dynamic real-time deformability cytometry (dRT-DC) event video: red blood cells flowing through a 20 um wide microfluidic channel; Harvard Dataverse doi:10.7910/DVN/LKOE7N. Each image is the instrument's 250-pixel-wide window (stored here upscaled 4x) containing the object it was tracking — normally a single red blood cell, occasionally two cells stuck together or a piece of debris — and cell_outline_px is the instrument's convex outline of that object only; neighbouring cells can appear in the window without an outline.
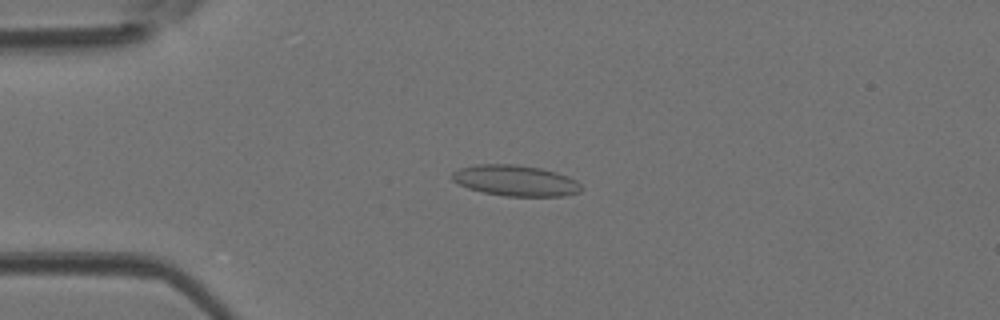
{"species": "Egyptian fruit bat (a non-hibernating species)", "species_latin": "Rousettus aegyptiacus", "temperature_condition": "room temperature", "stored_images_in_passage": 43, "camera_frame_rate_fps": 3000, "um_per_image_px": 0.085, "animal": {"sex": "female"}, "frame": {"image": 1, "passage_image": 7, "time_ms": 2.0, "image_size_px": [1000, 320], "cell_outline_px": [[584, 188], [580, 192], [564, 196], [504, 196], [484, 192], [468, 188], [452, 180], [452, 172], [460, 168], [476, 164], [516, 164], [540, 168], [556, 172], [568, 176], [576, 180]], "centroid_in_image_um": [43.84, 15.35], "position_along_channel_um": 41.2, "area_um2": 23.29}}
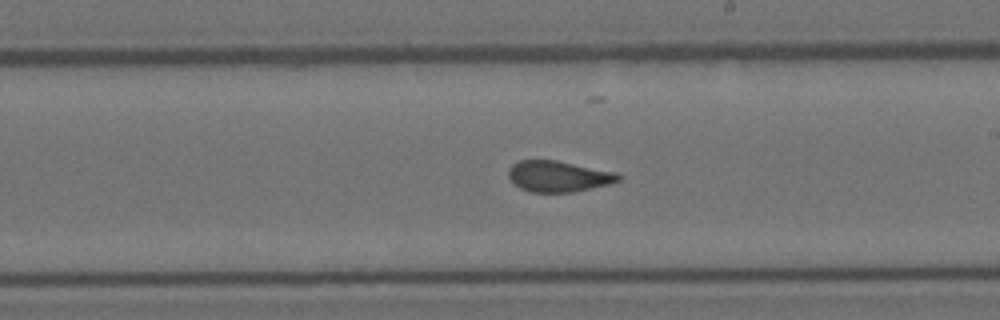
{"frame": {"image": 2, "passage_image": 23, "time_ms": 7.333, "image_size_px": [1000, 320], "cell_outline_px": [[624, 176], [620, 180], [608, 184], [576, 192], [532, 192], [520, 188], [508, 176], [508, 168], [512, 164], [520, 160], [556, 160], [616, 172]], "centroid_in_image_um": [47.48, 14.98], "position_along_channel_um": 241.5, "area_um2": 19.88}}
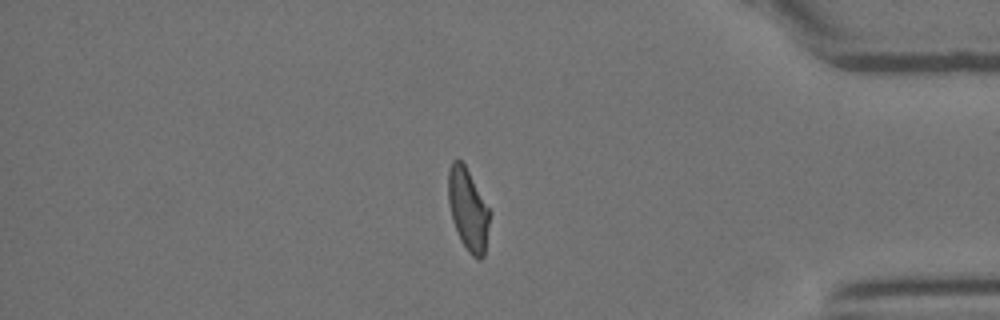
{"frame": {"image": 3, "passage_image": 36, "time_ms": 11.667, "image_size_px": [1000, 320], "cell_outline_px": [[492, 212], [484, 256], [480, 260], [476, 260], [468, 252], [460, 240], [452, 220], [448, 204], [448, 168], [452, 160], [460, 160], [464, 164]], "centroid_in_image_um": [39.8, 17.84], "position_along_channel_um": 395.4, "area_um2": 20.23}, "authors_computed_cell_mechanics": {"area_um2": 20.5768, "velocity_mm_per_s": 4.233, "shape_relaxation_time_tau1_ms": null, "shape_relaxation_time_tau2_ms": 0.9401, "deformation_change_tau1": null, "deformation_change_tau2": 0.0729}}